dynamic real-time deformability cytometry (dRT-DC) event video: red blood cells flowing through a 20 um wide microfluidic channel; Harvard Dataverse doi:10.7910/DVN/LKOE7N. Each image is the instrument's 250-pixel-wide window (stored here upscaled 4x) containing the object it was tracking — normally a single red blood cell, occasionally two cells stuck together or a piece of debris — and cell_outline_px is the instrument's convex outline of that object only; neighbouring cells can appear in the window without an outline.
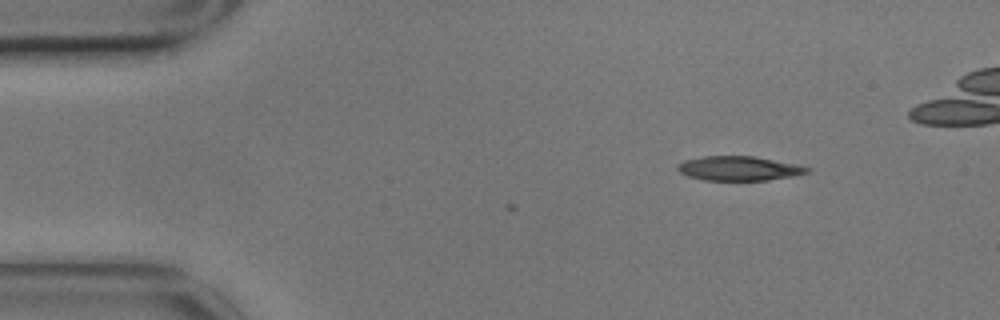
{"species": "common noctule bat (a hibernating species)", "species_latin": "Nyctalus noctula", "temperature_condition": "cold", "stored_images_in_passage": 4, "camera_frame_rate_fps": 3000, "um_per_image_px": 0.085, "animal": {"sex": "male", "body_mass_g": 17.9}, "frame": {"image": 1, "passage_image": 1, "time_ms": 0.0, "image_size_px": [1000, 320], "cell_outline_px": [[812, 168], [808, 172], [796, 176], [768, 180], [704, 180], [688, 176], [680, 172], [676, 168], [676, 164], [684, 160], [704, 156], [752, 156], [800, 164]], "centroid_in_image_um": [62.84, 14.31], "position_along_channel_um": 22.2, "area_um2": 18.61}}